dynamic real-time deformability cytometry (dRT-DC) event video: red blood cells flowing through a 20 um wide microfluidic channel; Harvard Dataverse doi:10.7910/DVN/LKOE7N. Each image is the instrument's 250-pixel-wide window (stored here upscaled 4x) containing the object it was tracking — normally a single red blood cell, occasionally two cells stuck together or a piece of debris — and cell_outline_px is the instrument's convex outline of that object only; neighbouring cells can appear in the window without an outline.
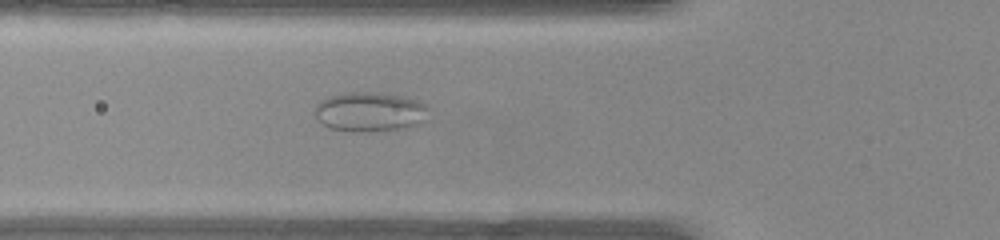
{"species": "common noctule bat (a hibernating species)", "species_latin": "Nyctalus noctula", "temperature_condition": "warm", "stored_images_in_passage": 51, "camera_frame_rate_fps": 3000, "um_per_image_px": 0.085, "animal": {"sex": "female", "body_mass_g": 22.0, "forearm_length_mm": 56.7}, "frame": {"image": 1, "passage_image": 18, "time_ms": 5.667, "image_size_px": [1000, 240], "cell_outline_px": [[428, 108], [420, 124], [408, 128], [368, 132], [352, 132], [328, 128], [316, 116], [316, 104], [332, 96], [348, 92], [380, 92], [404, 96], [420, 100]], "centroid_in_image_um": [31.47, 9.51], "position_along_channel_um": 94.3, "area_um2": 26.24}}
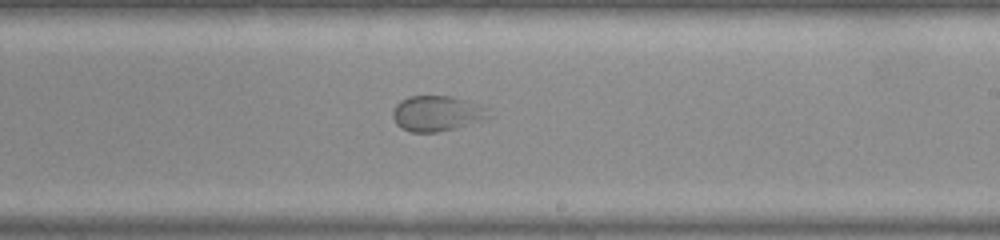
{"frame": {"image": 2, "passage_image": 30, "time_ms": 9.667, "image_size_px": [1000, 240], "cell_outline_px": [[492, 116], [484, 120], [456, 128], [436, 132], [412, 132], [400, 128], [396, 124], [392, 116], [392, 112], [396, 104], [400, 100], [408, 96], [452, 96], [488, 108]], "centroid_in_image_um": [37.13, 9.65], "position_along_channel_um": 251.9, "area_um2": 19.94}}
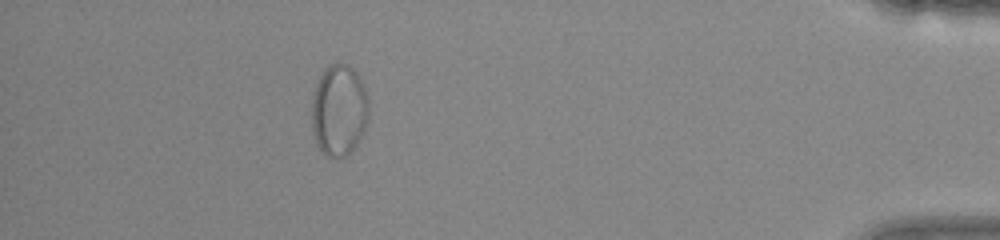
{"frame": {"image": 3, "passage_image": 46, "time_ms": 15.0, "image_size_px": [1000, 240], "cell_outline_px": [[368, 120], [360, 140], [352, 152], [336, 160], [328, 156], [316, 144], [312, 128], [312, 100], [316, 84], [320, 76], [328, 64], [340, 60], [348, 64], [356, 72], [364, 84], [368, 100]], "centroid_in_image_um": [28.83, 9.36], "position_along_channel_um": 406.4, "area_um2": 30.98}}